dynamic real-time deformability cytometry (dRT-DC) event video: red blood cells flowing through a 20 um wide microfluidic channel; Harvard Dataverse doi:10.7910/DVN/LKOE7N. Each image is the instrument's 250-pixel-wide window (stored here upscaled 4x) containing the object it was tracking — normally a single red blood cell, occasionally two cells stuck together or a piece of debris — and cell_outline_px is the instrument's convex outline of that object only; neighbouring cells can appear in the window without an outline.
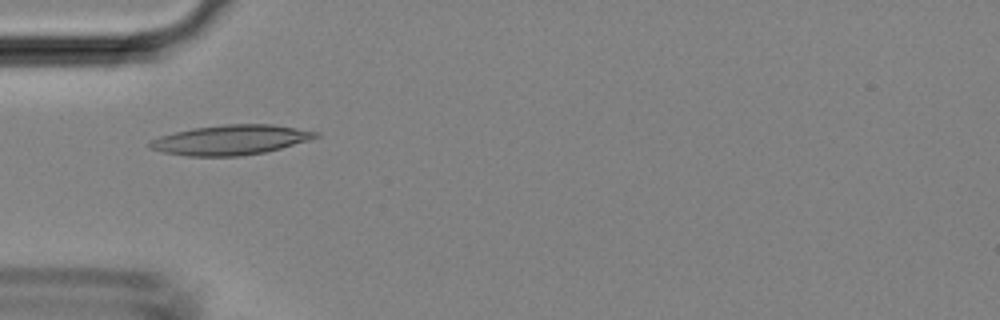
{"species": "Egyptian fruit bat (a non-hibernating species)", "species_latin": "Rousettus aegyptiacus", "temperature_condition": "room temperature", "stored_images_in_passage": 45, "camera_frame_rate_fps": 3000, "um_per_image_px": 0.085, "animal": {"sex": "female"}, "frame": {"image": 1, "passage_image": 14, "time_ms": 4.333, "image_size_px": [1000, 320], "cell_outline_px": [[320, 136], [312, 140], [264, 152], [240, 156], [188, 156], [164, 152], [148, 148], [148, 140], [160, 136], [192, 128], [224, 124], [272, 124], [320, 132]], "centroid_in_image_um": [19.61, 11.89], "position_along_channel_um": 65.4, "area_um2": 28.96}}
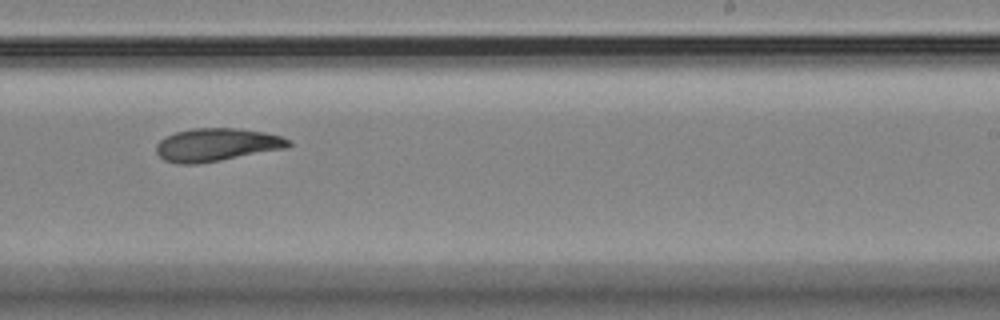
{"frame": {"image": 2, "passage_image": 28, "time_ms": 9.0, "image_size_px": [1000, 320], "cell_outline_px": [[292, 144], [288, 148], [200, 164], [176, 164], [164, 160], [156, 152], [156, 144], [164, 136], [176, 132], [192, 128], [240, 128], [264, 132], [280, 136], [292, 140]], "centroid_in_image_um": [18.42, 12.31], "position_along_channel_um": 270.6, "area_um2": 25.78}}
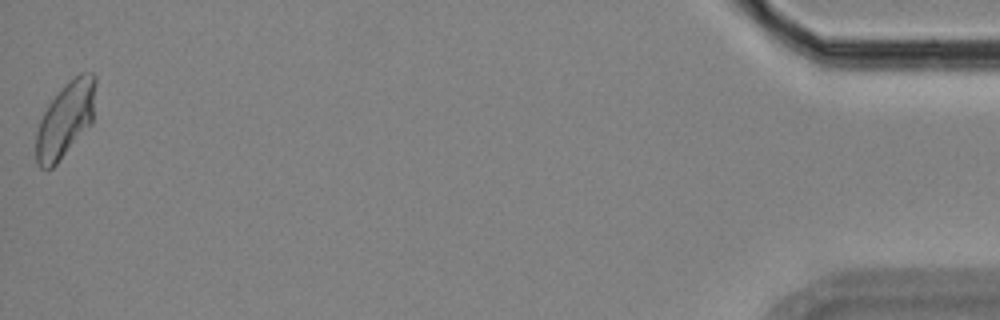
{"frame": {"image": 3, "passage_image": 45, "time_ms": 14.667, "image_size_px": [1000, 320], "cell_outline_px": [[96, 84], [92, 124], [56, 164], [52, 168], [40, 168], [36, 164], [36, 132], [40, 120], [48, 104], [60, 88], [68, 80], [80, 72], [92, 72], [96, 76]], "centroid_in_image_um": [5.57, 10.13], "position_along_channel_um": 429.6, "area_um2": 26.36}}